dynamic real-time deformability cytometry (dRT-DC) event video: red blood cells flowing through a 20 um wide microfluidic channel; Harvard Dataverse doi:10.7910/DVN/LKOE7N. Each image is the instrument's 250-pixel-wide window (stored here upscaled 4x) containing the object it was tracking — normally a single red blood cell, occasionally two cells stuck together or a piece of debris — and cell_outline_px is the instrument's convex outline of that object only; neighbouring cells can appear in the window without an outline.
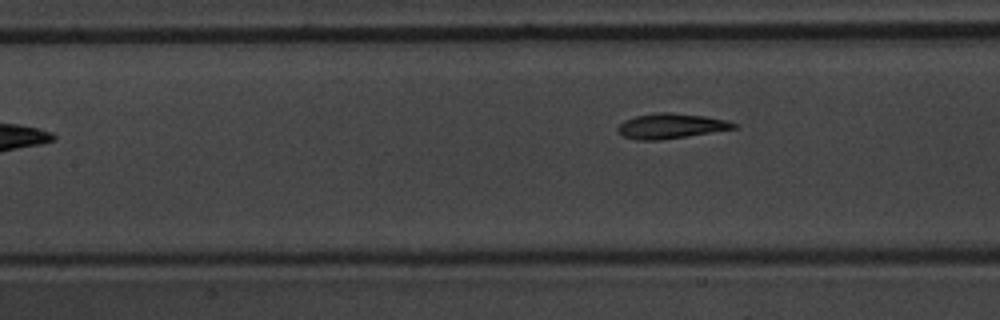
{"species": "common noctule bat (a hibernating species)", "species_latin": "Nyctalus noctula", "temperature_condition": "warm", "stored_images_in_passage": 7, "segment_of_instrument_passage": [2, 2], "camera_frame_rate_fps": 3000, "um_per_image_px": 0.085, "animal": {"sex": "male", "body_mass_g": 20.1, "forearm_length_mm": 53.5}, "frame": {"image": 1, "passage_image": 7, "time_ms": 7.667, "image_size_px": [1000, 320], "cell_outline_px": [[736, 128], [660, 140], [636, 140], [624, 136], [616, 132], [616, 128], [624, 120], [636, 116], [656, 112], [672, 112], [704, 116], [728, 120], [736, 124]], "centroid_in_image_um": [56.97, 10.7], "position_along_channel_um": 150.4, "area_um2": 16.88}}